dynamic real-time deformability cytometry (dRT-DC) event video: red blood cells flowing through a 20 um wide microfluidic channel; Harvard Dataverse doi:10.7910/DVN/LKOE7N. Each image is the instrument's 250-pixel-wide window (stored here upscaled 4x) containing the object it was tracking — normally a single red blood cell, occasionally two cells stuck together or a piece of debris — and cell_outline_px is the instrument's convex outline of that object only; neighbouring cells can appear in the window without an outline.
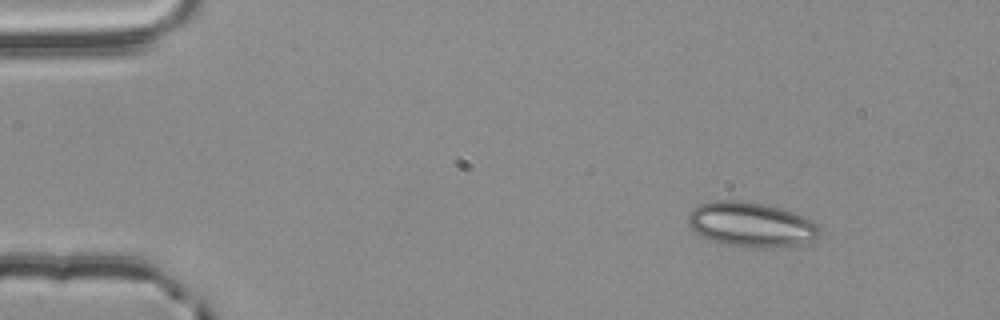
{"species": "common noctule bat (a hibernating species)", "species_latin": "Nyctalus noctula", "temperature_condition": "room temperature", "stored_images_in_passage": 4, "camera_frame_rate_fps": 3000, "um_per_image_px": 0.085, "animal": {"sex": "male", "body_mass_g": 20.4}, "frame": {"image": 1, "passage_image": 4, "time_ms": 1.0, "image_size_px": [1000, 320], "cell_outline_px": [[820, 232], [812, 240], [796, 244], [772, 248], [756, 248], [728, 244], [708, 240], [700, 236], [688, 224], [688, 212], [692, 208], [700, 204], [712, 200], [740, 200], [764, 204], [780, 208], [792, 212], [816, 224], [820, 228]], "centroid_in_image_um": [63.76, 19.07], "position_along_channel_um": 21.2, "area_um2": 34.04}}